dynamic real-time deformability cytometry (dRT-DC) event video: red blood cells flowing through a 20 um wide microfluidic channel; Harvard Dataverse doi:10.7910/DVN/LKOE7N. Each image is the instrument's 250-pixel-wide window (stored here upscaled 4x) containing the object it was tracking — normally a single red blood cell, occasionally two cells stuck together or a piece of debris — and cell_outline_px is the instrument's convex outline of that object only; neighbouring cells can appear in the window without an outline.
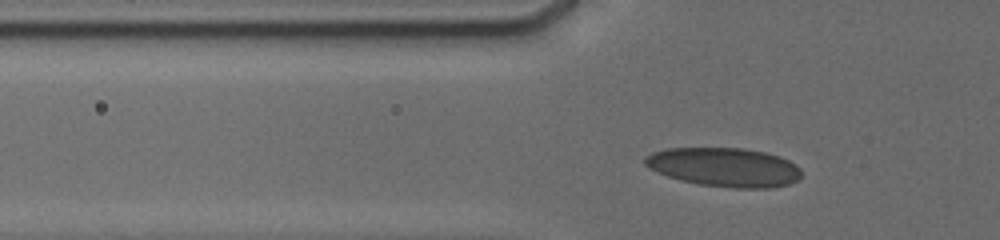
{"species": "human", "species_latin": "Homo sapiens", "temperature_condition": "cold", "stored_images_in_passage": 27, "camera_frame_rate_fps": 3000, "um_per_image_px": 0.085, "donor": {"sex": "male"}, "frame": {"image": 1, "passage_image": 6, "time_ms": 2.0, "image_size_px": [1000, 240], "cell_outline_px": [[800, 176], [796, 180], [788, 184], [772, 188], [732, 188], [700, 184], [680, 180], [668, 176], [648, 168], [644, 164], [644, 156], [652, 152], [668, 148], [744, 148], [764, 152], [780, 156], [788, 160], [800, 168]], "centroid_in_image_um": [61.54, 14.2], "position_along_channel_um": 64.3, "area_um2": 35.55}}
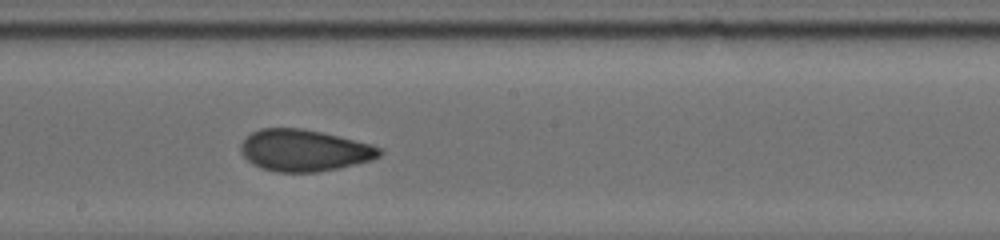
{"frame": {"image": 2, "passage_image": 15, "time_ms": 6.333, "image_size_px": [1000, 240], "cell_outline_px": [[384, 152], [380, 156], [372, 160], [336, 168], [316, 172], [276, 172], [260, 168], [252, 164], [240, 152], [240, 144], [252, 132], [260, 128], [304, 128], [372, 144], [384, 148]], "centroid_in_image_um": [25.86, 12.78], "position_along_channel_um": 222.3, "area_um2": 33.81}}
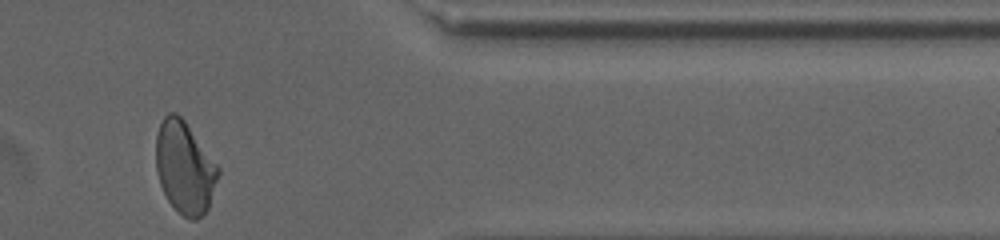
{"frame": {"image": 3, "passage_image": 26, "time_ms": 11.333, "image_size_px": [1000, 240], "cell_outline_px": [[220, 172], [208, 208], [196, 220], [192, 220], [184, 216], [168, 200], [160, 184], [156, 168], [156, 136], [160, 124], [164, 116], [168, 112], [176, 112], [184, 120], [220, 168]], "centroid_in_image_um": [15.69, 14.22], "position_along_channel_um": 395.7, "area_um2": 33.06}, "authors_computed_cell_mechanics": {"area_um2": 33.9286, "velocity_mm_per_s": 3.8074, "shape_relaxation_time_tau1_ms": 6.8682, "shape_relaxation_time_tau2_ms": 1.4142, "deformation_change_tau1": 0.1601, "deformation_change_tau2": 0.072}}